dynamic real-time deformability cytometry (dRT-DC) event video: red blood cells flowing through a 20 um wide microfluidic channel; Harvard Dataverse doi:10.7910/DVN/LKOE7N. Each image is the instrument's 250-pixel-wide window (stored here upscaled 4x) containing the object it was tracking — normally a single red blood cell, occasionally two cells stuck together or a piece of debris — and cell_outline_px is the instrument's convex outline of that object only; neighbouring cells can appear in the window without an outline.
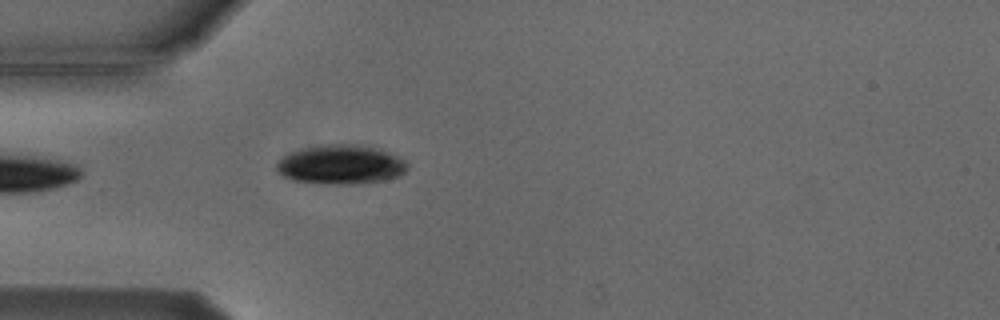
{"species": "Egyptian fruit bat (a non-hibernating species)", "species_latin": "Rousettus aegyptiacus", "temperature_condition": "cold", "stored_images_in_passage": 1, "camera_frame_rate_fps": 3000, "um_per_image_px": 0.085, "animal": {"sex": "male"}, "frame": {"image": 1, "passage_image": 1, "time_ms": 0.0, "image_size_px": [1000, 320], "cell_outline_px": [[408, 168], [400, 176], [384, 180], [360, 184], [324, 184], [292, 180], [276, 172], [276, 164], [284, 156], [292, 152], [304, 148], [324, 144], [356, 144], [380, 148], [404, 160], [408, 164]], "centroid_in_image_um": [28.98, 14.0], "position_along_channel_um": 56.0, "area_um2": 30.11}}